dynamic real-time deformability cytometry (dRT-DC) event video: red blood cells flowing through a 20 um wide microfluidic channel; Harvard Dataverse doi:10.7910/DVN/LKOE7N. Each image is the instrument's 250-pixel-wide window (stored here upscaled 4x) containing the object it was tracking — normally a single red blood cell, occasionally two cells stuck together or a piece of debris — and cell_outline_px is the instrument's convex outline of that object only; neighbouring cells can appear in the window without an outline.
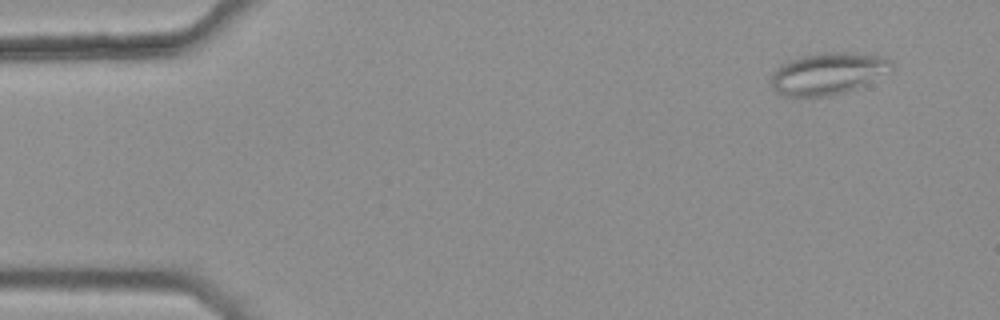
{"species": "common noctule bat (a hibernating species)", "species_latin": "Nyctalus noctula", "temperature_condition": "warm", "stored_images_in_passage": 46, "camera_frame_rate_fps": 3000, "um_per_image_px": 0.085, "animal": {"sex": "female", "body_mass_g": 25.1}, "frame": {"image": 1, "passage_image": 2, "time_ms": 0.333, "image_size_px": [1000, 320], "cell_outline_px": [[892, 68], [888, 72], [856, 88], [844, 92], [828, 96], [784, 96], [776, 92], [772, 84], [772, 72], [780, 64], [788, 60], [800, 56], [820, 52], [852, 52], [884, 56], [892, 60]], "centroid_in_image_um": [70.36, 6.22], "position_along_channel_um": 14.6, "area_um2": 29.48}}
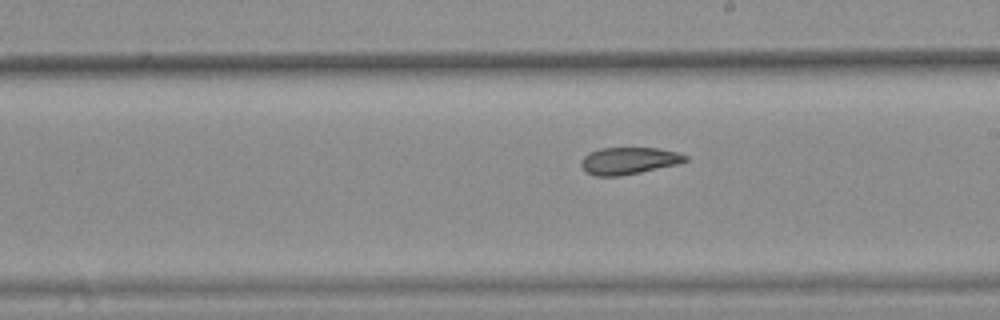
{"frame": {"image": 2, "passage_image": 28, "time_ms": 9.0, "image_size_px": [1000, 320], "cell_outline_px": [[688, 160], [676, 164], [640, 172], [620, 176], [596, 176], [584, 172], [580, 164], [580, 160], [588, 152], [600, 148], [656, 148], [680, 152], [688, 156]], "centroid_in_image_um": [53.4, 13.66], "position_along_channel_um": 235.6, "area_um2": 16.53}}
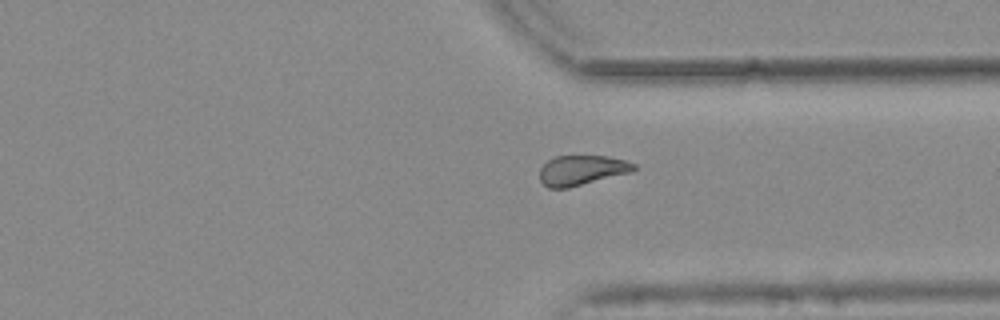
{"frame": {"image": 3, "passage_image": 38, "time_ms": 12.333, "image_size_px": [1000, 320], "cell_outline_px": [[636, 168], [632, 172], [568, 188], [548, 188], [540, 180], [540, 168], [548, 160], [556, 156], [608, 156], [624, 160], [636, 164]], "centroid_in_image_um": [49.45, 14.47], "position_along_channel_um": 361.9, "area_um2": 16.42}, "authors_computed_cell_mechanics": {"area_um2": 17.3978, "velocity_mm_per_s": 3.7784, "shape_relaxation_time_tau1_ms": null, "shape_relaxation_time_tau2_ms": 3.5415, "deformation_change_tau1": null, "deformation_change_tau2": 0.1079}}